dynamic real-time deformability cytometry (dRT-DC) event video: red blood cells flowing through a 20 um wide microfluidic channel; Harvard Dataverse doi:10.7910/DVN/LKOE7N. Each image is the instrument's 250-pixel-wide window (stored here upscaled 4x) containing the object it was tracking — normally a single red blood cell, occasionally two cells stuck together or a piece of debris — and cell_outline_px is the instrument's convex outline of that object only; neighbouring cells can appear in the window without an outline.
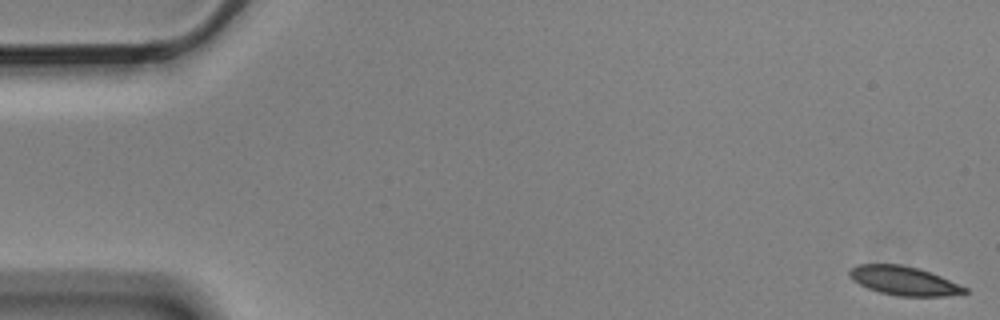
{"species": "Egyptian fruit bat (a non-hibernating species)", "species_latin": "Rousettus aegyptiacus", "temperature_condition": "cold", "stored_images_in_passage": 4, "camera_frame_rate_fps": 3000, "um_per_image_px": 0.085, "animal": {"sex": "male"}, "frame": {"image": 1, "passage_image": 1, "time_ms": 0.0, "image_size_px": [1000, 320], "cell_outline_px": [[968, 292], [944, 296], [896, 296], [880, 292], [868, 288], [852, 280], [848, 276], [848, 272], [856, 264], [900, 264], [920, 268], [940, 276], [968, 288]], "centroid_in_image_um": [76.81, 23.86], "position_along_channel_um": 8.2, "area_um2": 19.42}}